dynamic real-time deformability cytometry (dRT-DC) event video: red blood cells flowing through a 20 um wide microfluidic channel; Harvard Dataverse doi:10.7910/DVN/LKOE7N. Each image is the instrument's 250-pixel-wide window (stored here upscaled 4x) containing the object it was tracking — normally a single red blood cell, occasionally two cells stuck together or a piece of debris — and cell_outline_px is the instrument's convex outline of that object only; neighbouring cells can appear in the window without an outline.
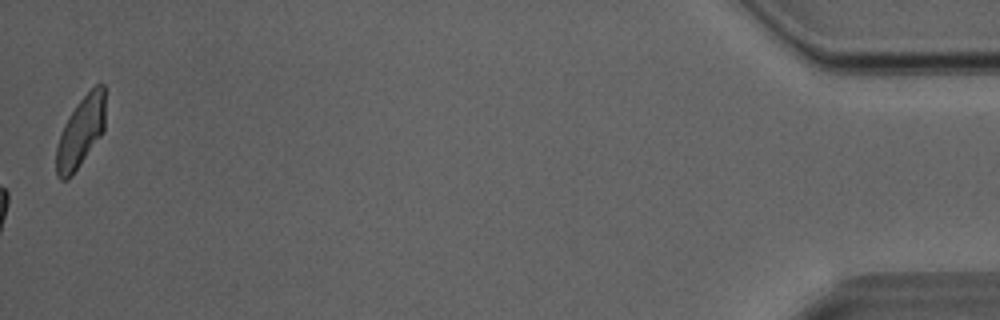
{"species": "Egyptian fruit bat (a non-hibernating species)", "species_latin": "Rousettus aegyptiacus", "temperature_condition": "room temperature", "stored_images_in_passage": 38, "camera_frame_rate_fps": 3000, "um_per_image_px": 0.085, "animal": {"sex": "male"}, "frame": {"image": 1, "passage_image": 38, "time_ms": 12.333, "image_size_px": [1000, 320], "cell_outline_px": [[104, 132], [72, 176], [68, 180], [60, 180], [56, 176], [56, 144], [64, 124], [76, 104], [100, 80], [104, 84]], "centroid_in_image_um": [6.85, 11.25], "position_along_channel_um": 428.4, "area_um2": 20.35}}